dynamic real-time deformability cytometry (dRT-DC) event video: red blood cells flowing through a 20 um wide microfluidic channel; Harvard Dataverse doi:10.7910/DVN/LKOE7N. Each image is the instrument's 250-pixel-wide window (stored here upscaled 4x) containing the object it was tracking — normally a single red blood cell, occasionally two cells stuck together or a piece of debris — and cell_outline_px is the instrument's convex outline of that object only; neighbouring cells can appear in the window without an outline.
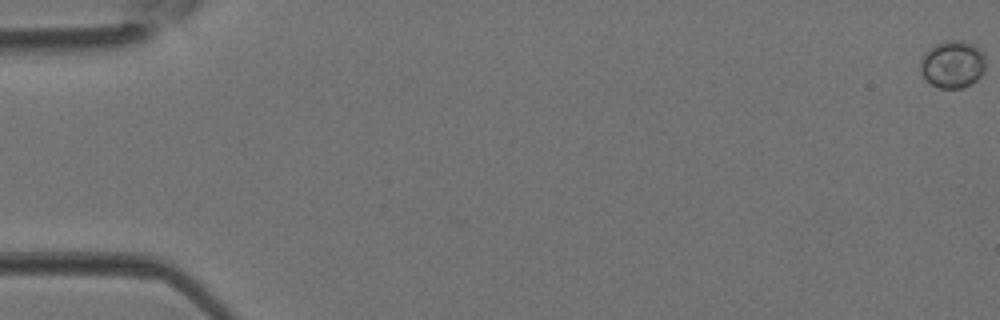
{"species": "Egyptian fruit bat (a non-hibernating species)", "species_latin": "Rousettus aegyptiacus", "temperature_condition": "room temperature", "stored_images_in_passage": 5, "camera_frame_rate_fps": 3000, "um_per_image_px": 0.085, "animal": {"sex": "female"}, "frame": {"image": 1, "passage_image": 1, "time_ms": 0.0, "image_size_px": [1000, 320], "cell_outline_px": [[984, 72], [972, 84], [960, 88], [940, 88], [932, 84], [920, 72], [920, 60], [924, 52], [936, 44], [944, 40], [964, 40], [980, 48], [984, 56]], "centroid_in_image_um": [80.97, 5.45], "position_along_channel_um": 4.0, "area_um2": 18.09}}
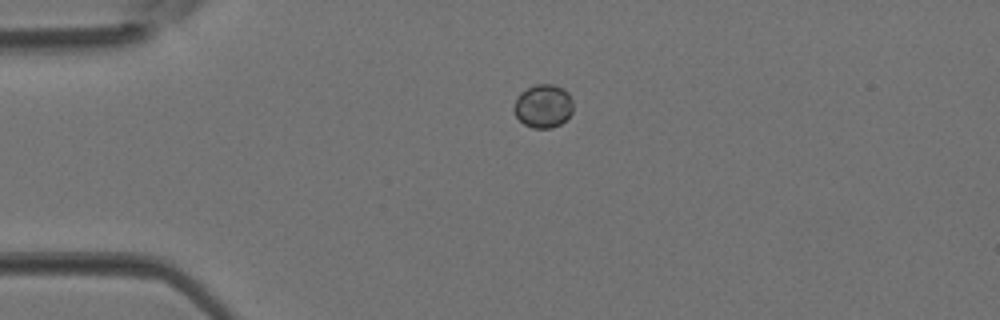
{"frame": {"image": 2, "passage_image": 4, "time_ms": 1.0, "image_size_px": [1000, 320], "cell_outline_px": [[572, 112], [560, 124], [552, 128], [532, 128], [524, 124], [516, 116], [512, 108], [520, 92], [536, 84], [552, 84], [564, 88], [568, 92], [572, 100]], "centroid_in_image_um": [46.17, 9.01], "position_along_channel_um": 38.8, "area_um2": 14.97}}
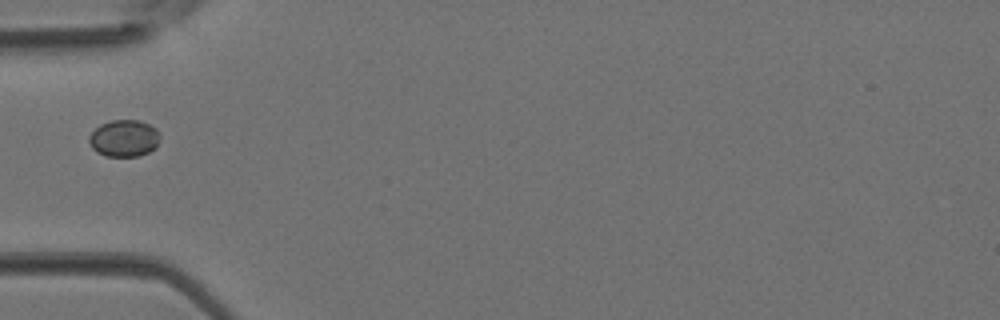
{"frame": {"image": 3, "passage_image": 5, "time_ms": 1.333, "image_size_px": [1000, 320], "cell_outline_px": [[160, 140], [156, 148], [140, 156], [104, 156], [96, 152], [92, 148], [88, 140], [88, 136], [100, 124], [112, 120], [140, 120], [156, 128], [160, 136]], "centroid_in_image_um": [10.55, 11.76], "position_along_channel_um": 74.4, "area_um2": 15.43}}